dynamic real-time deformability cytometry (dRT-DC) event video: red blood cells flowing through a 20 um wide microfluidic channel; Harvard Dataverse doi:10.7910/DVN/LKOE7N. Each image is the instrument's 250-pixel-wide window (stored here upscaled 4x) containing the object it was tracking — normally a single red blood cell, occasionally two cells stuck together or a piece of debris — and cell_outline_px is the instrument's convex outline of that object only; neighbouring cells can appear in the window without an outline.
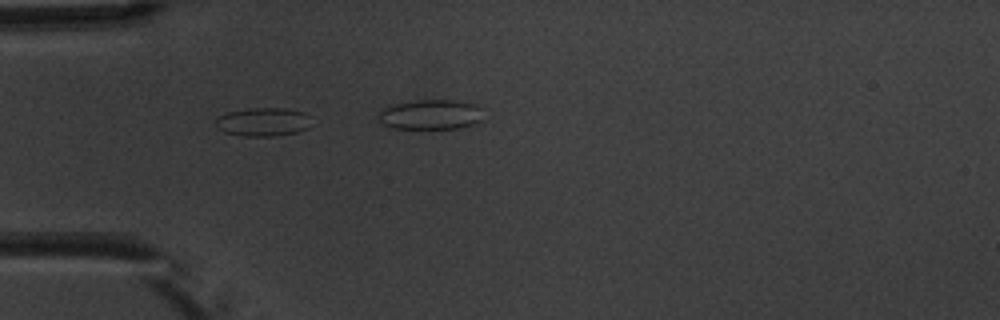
{"species": "common noctule bat (a hibernating species)", "species_latin": "Nyctalus noctula", "temperature_condition": "warm", "stored_images_in_passage": 4, "camera_frame_rate_fps": 3000, "um_per_image_px": 0.085, "animal": {"sex": "male", "body_mass_g": 20.1, "forearm_length_mm": 53.5}, "frame": {"image": 1, "passage_image": 1, "time_ms": 0.0, "image_size_px": [1000, 320], "cell_outline_px": [[308, 128], [296, 132], [272, 136], [244, 136], [224, 132], [216, 128], [212, 120], [228, 112], [252, 108], [284, 108], [304, 112], [308, 116]], "centroid_in_image_um": [22.28, 10.36], "position_along_channel_um": 62.7, "area_um2": 15.84}}
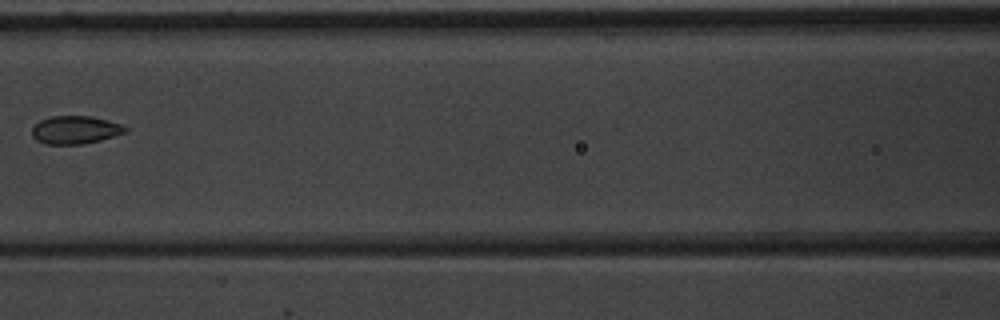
{"frame": {"image": 2, "passage_image": 3, "time_ms": 3.333, "image_size_px": [1000, 320], "cell_outline_px": [[128, 132], [100, 140], [80, 144], [44, 144], [36, 140], [32, 136], [32, 128], [40, 120], [52, 116], [92, 116], [120, 124], [128, 128]], "centroid_in_image_um": [6.39, 11.04], "position_along_channel_um": 160.2, "area_um2": 15.2}}
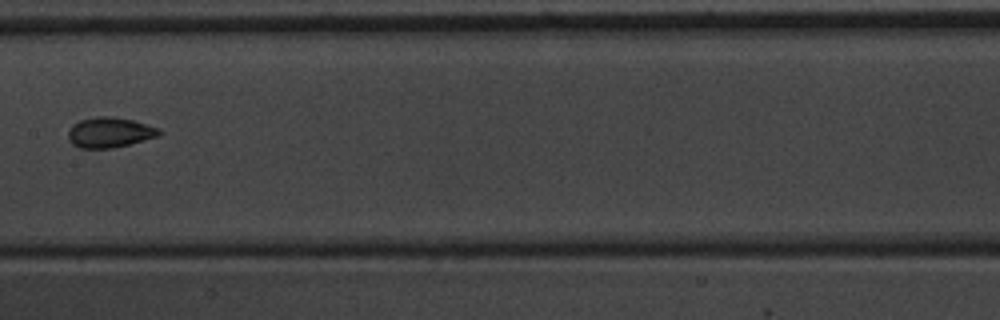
{"frame": {"image": 3, "passage_image": 4, "time_ms": 4.333, "image_size_px": [1000, 320], "cell_outline_px": [[164, 132], [156, 136], [128, 144], [112, 148], [80, 148], [72, 144], [68, 140], [68, 132], [72, 124], [80, 120], [96, 116], [112, 116], [132, 120], [160, 128]], "centroid_in_image_um": [9.29, 11.24], "position_along_channel_um": 198.1, "area_um2": 16.01}}